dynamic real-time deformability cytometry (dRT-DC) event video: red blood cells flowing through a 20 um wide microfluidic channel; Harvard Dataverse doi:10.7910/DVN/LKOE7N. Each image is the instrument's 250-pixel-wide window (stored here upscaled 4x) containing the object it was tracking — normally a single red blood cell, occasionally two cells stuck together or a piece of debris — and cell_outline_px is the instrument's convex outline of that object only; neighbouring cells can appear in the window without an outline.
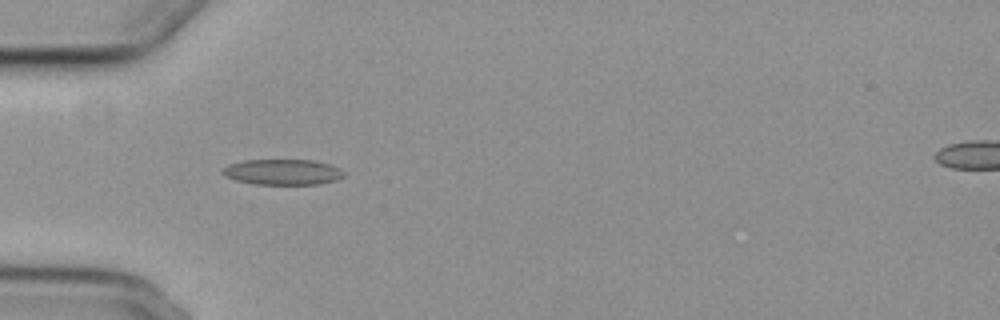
{"species": "common noctule bat (a hibernating species)", "species_latin": "Nyctalus noctula", "temperature_condition": "cold", "stored_images_in_passage": 6, "camera_frame_rate_fps": 3000, "um_per_image_px": 0.085, "animal": {"sex": "female", "body_mass_g": 29.2, "forearm_length_mm": 56.3}, "frame": {"image": 1, "passage_image": 5, "time_ms": 5.667, "image_size_px": [1000, 320], "cell_outline_px": [[344, 176], [336, 180], [320, 184], [252, 184], [236, 180], [224, 176], [220, 172], [228, 164], [244, 160], [316, 160], [340, 168], [344, 172]], "centroid_in_image_um": [24.01, 14.62], "position_along_channel_um": 61.0, "area_um2": 18.21}}
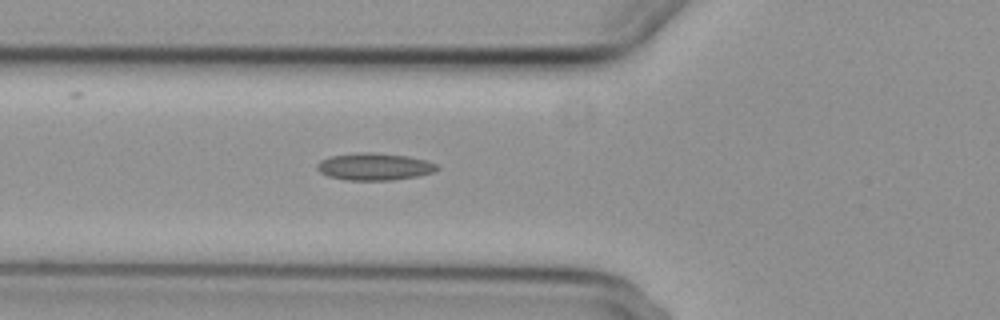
{"frame": {"image": 2, "passage_image": 6, "time_ms": 6.667, "image_size_px": [1000, 320], "cell_outline_px": [[440, 168], [436, 172], [416, 176], [392, 180], [348, 180], [328, 176], [320, 172], [316, 168], [316, 164], [320, 160], [332, 156], [360, 152], [372, 152], [408, 156], [424, 160], [436, 164]], "centroid_in_image_um": [31.82, 14.16], "position_along_channel_um": 94.0, "area_um2": 18.96}}